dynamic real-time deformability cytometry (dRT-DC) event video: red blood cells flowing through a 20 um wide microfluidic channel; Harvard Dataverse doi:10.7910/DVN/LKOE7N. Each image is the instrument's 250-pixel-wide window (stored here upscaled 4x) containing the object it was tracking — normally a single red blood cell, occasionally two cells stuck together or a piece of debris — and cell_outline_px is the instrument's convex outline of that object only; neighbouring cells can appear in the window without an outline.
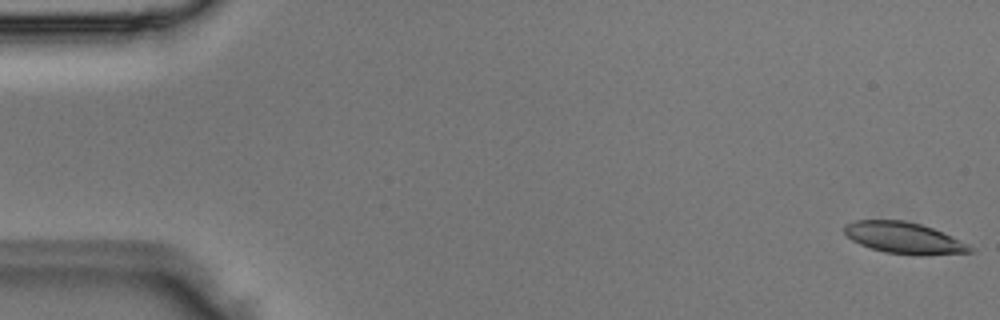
{"species": "Egyptian fruit bat (a non-hibernating species)", "species_latin": "Rousettus aegyptiacus", "temperature_condition": "room temperature", "stored_images_in_passage": 5, "camera_frame_rate_fps": 3000, "um_per_image_px": 0.085, "animal": {"sex": "male"}, "frame": {"image": 1, "passage_image": 1, "time_ms": 0.0, "image_size_px": [1000, 320], "cell_outline_px": [[972, 252], [920, 256], [916, 256], [884, 252], [860, 244], [852, 240], [844, 232], [844, 224], [852, 220], [904, 220], [920, 224], [932, 228], [968, 244], [972, 248]], "centroid_in_image_um": [76.8, 20.23], "position_along_channel_um": 8.2, "area_um2": 22.95}}